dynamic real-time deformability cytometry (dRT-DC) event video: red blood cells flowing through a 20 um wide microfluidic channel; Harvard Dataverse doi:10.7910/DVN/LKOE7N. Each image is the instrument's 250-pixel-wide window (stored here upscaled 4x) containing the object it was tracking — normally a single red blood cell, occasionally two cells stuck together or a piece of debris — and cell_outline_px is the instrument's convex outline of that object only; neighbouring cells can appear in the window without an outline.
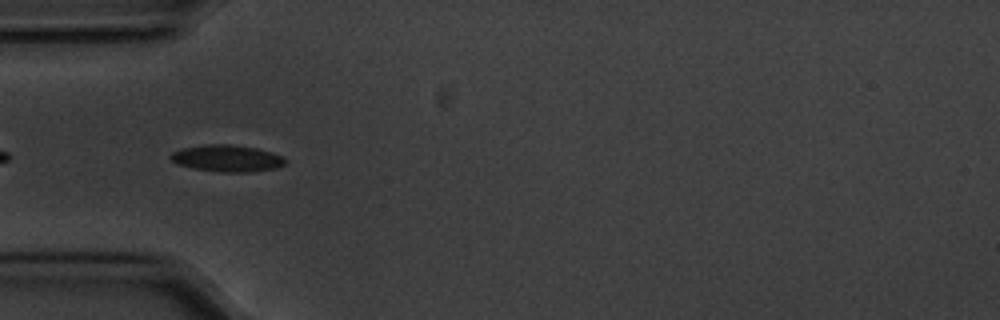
{"species": "common noctule bat (a hibernating species)", "species_latin": "Nyctalus noctula", "temperature_condition": "cold", "stored_images_in_passage": 17, "camera_frame_rate_fps": 3000, "um_per_image_px": 0.085, "animal": {"sex": "male", "body_mass_g": 20.1, "forearm_length_mm": 53.5}, "frame": {"image": 1, "passage_image": 3, "time_ms": 0.667, "image_size_px": [1000, 320], "cell_outline_px": [[284, 164], [276, 168], [252, 172], [220, 172], [192, 168], [176, 164], [168, 156], [172, 152], [184, 148], [204, 144], [228, 144], [256, 148], [272, 152], [284, 156]], "centroid_in_image_um": [19.28, 13.46], "position_along_channel_um": 65.7, "area_um2": 17.92}}